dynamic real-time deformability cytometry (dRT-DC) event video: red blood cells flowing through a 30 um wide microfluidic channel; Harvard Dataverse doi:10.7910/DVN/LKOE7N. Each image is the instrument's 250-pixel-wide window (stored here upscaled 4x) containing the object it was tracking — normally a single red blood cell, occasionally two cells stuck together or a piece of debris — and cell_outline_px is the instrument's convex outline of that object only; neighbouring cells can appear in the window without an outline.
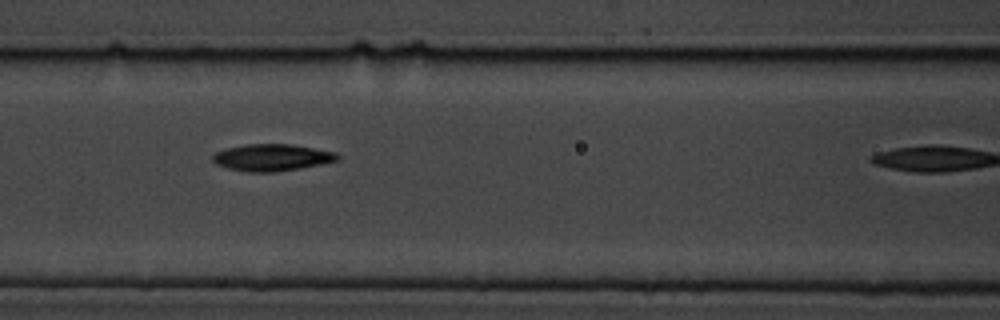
{"species": "common noctule bat (a hibernating species)", "species_latin": "Nyctalus noctula", "temperature_condition": "cold", "stored_images_in_passage": 5, "camera_frame_rate_fps": 3000, "um_per_image_px": 0.085, "animal": {"sex": "male", "body_mass_g": 19.5, "forearm_length_mm": 54.6}, "frame": {"image": 1, "passage_image": 3, "time_ms": 2.333, "image_size_px": [1000, 320], "cell_outline_px": [[340, 160], [300, 168], [272, 172], [244, 172], [228, 168], [216, 164], [212, 160], [212, 156], [216, 152], [228, 148], [248, 144], [292, 144], [336, 152], [340, 156]], "centroid_in_image_um": [23.13, 13.39], "position_along_channel_um": 143.5, "area_um2": 19.48}}
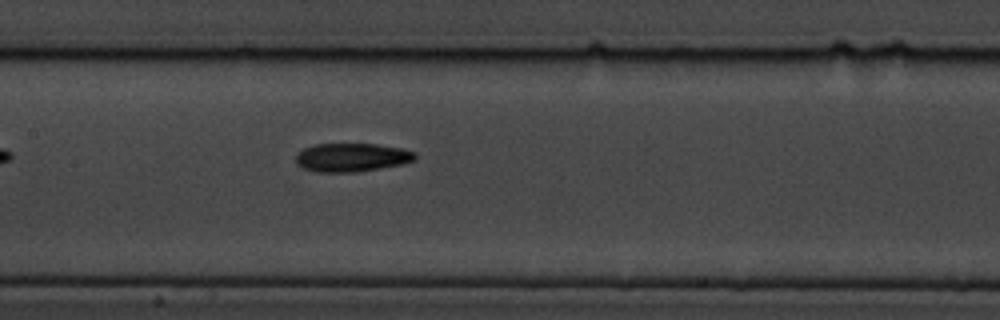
{"frame": {"image": 2, "passage_image": 5, "time_ms": 5.667, "image_size_px": [1000, 320], "cell_outline_px": [[416, 160], [404, 164], [356, 172], [316, 172], [304, 168], [296, 164], [296, 156], [304, 148], [316, 144], [376, 144], [400, 148], [416, 152]], "centroid_in_image_um": [29.92, 13.38], "position_along_channel_um": 177.5, "area_um2": 19.83}}